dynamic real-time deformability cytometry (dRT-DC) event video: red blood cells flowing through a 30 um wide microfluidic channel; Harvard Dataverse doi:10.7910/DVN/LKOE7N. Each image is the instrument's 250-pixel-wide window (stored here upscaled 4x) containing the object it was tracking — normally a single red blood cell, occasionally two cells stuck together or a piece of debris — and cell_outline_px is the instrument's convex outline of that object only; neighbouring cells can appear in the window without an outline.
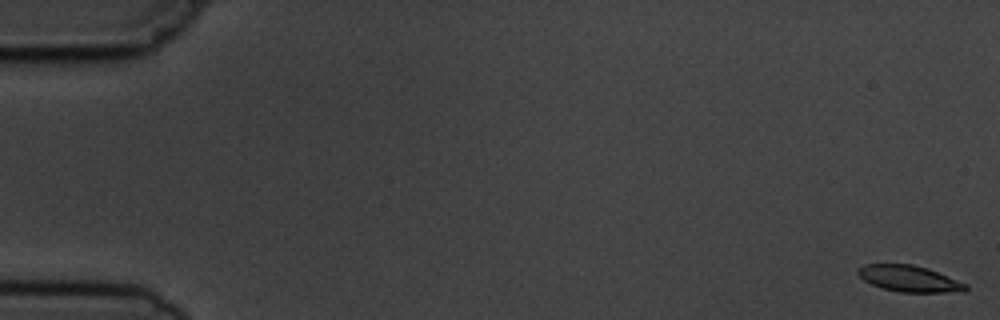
{"species": "common noctule bat (a hibernating species)", "species_latin": "Nyctalus noctula", "temperature_condition": "cold", "stored_images_in_passage": 7, "camera_frame_rate_fps": 3000, "um_per_image_px": 0.085, "animal": {"sex": "male", "body_mass_g": 19.5, "forearm_length_mm": 54.6}, "frame": {"image": 1, "passage_image": 1, "time_ms": 0.0, "image_size_px": [1000, 320], "cell_outline_px": [[968, 288], [964, 292], [900, 292], [884, 288], [872, 284], [864, 280], [856, 272], [856, 268], [864, 264], [912, 264], [928, 268], [968, 284]], "centroid_in_image_um": [77.3, 23.68], "position_along_channel_um": 7.7, "area_um2": 16.53}}
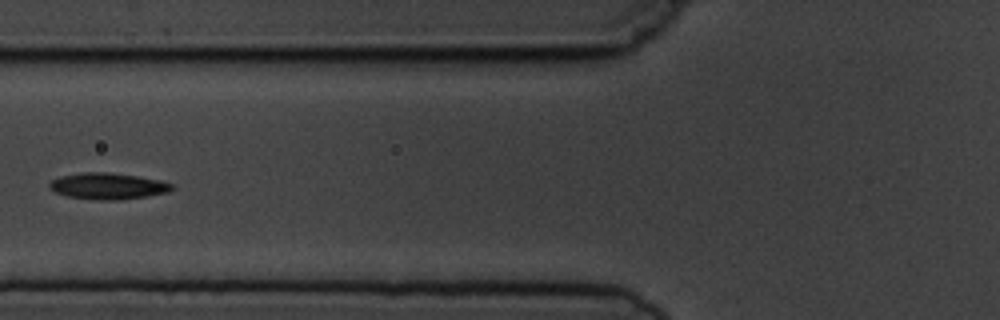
{"frame": {"image": 2, "passage_image": 6, "time_ms": 7.0, "image_size_px": [1000, 320], "cell_outline_px": [[176, 188], [168, 192], [148, 196], [120, 200], [96, 200], [68, 196], [56, 192], [48, 188], [48, 184], [52, 180], [60, 176], [80, 172], [108, 172], [136, 176], [160, 180], [172, 184]], "centroid_in_image_um": [9.17, 15.82], "position_along_channel_um": 116.6, "area_um2": 18.9}}
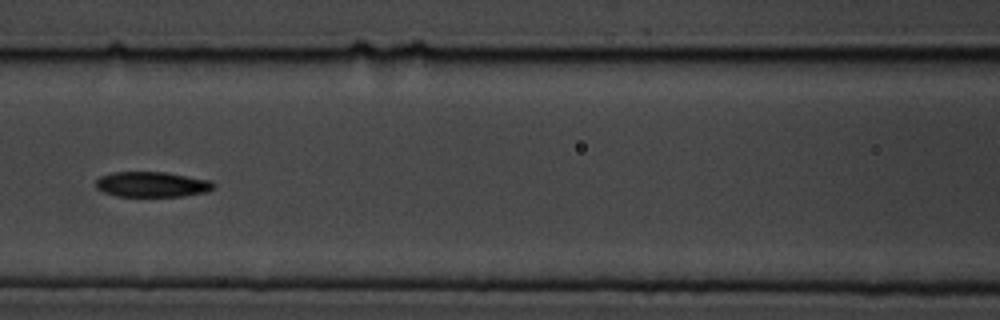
{"frame": {"image": 3, "passage_image": 7, "time_ms": 8.0, "image_size_px": [1000, 320], "cell_outline_px": [[216, 184], [208, 192], [184, 196], [116, 196], [104, 192], [96, 188], [96, 180], [100, 176], [112, 172], [164, 172], [212, 180]], "centroid_in_image_um": [12.94, 15.67], "position_along_channel_um": 153.7, "area_um2": 17.46}}